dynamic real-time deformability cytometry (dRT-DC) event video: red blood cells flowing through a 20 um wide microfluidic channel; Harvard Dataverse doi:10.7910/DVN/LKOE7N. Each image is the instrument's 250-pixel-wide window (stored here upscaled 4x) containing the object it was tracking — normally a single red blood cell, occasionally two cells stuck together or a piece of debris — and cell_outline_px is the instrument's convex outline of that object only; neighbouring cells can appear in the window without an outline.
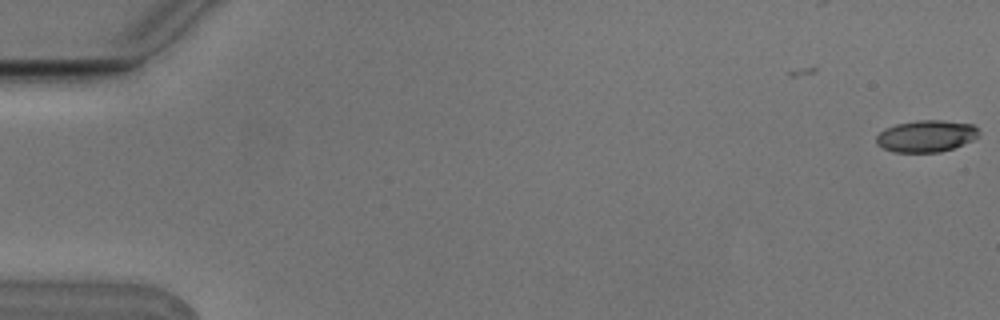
{"species": "Egyptian fruit bat (a non-hibernating species)", "species_latin": "Rousettus aegyptiacus", "temperature_condition": "cold", "stored_images_in_passage": 2, "camera_frame_rate_fps": 3000, "um_per_image_px": 0.085, "animal": {"sex": "male"}, "frame": {"image": 1, "passage_image": 2, "time_ms": 0.333, "image_size_px": [1000, 320], "cell_outline_px": [[980, 132], [972, 140], [952, 148], [940, 152], [892, 152], [876, 144], [876, 136], [884, 128], [896, 124], [916, 120], [940, 120], [972, 124]], "centroid_in_image_um": [78.68, 11.56], "position_along_channel_um": 6.3, "area_um2": 18.9}}